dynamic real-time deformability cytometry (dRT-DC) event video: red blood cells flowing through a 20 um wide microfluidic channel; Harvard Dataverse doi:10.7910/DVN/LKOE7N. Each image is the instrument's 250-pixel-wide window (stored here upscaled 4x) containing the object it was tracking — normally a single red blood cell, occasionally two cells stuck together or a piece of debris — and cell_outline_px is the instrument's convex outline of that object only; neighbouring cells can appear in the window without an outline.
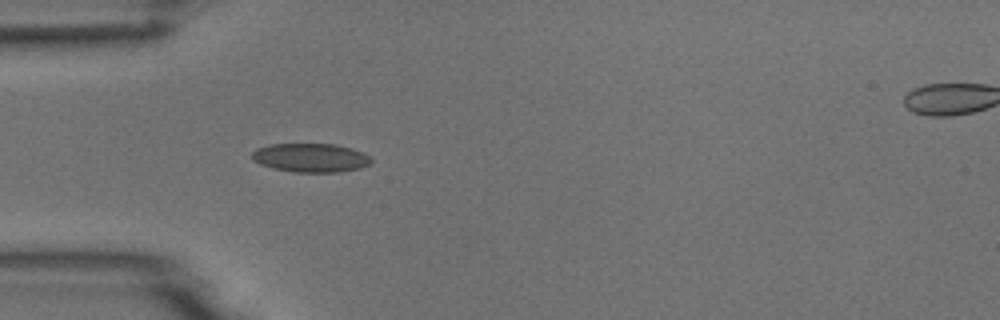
{"species": "common noctule bat (a hibernating species)", "species_latin": "Nyctalus noctula", "temperature_condition": "room temperature", "stored_images_in_passage": 5, "camera_frame_rate_fps": 3000, "um_per_image_px": 0.085, "animal": {"sex": "male", "body_mass_g": 18.8}, "frame": {"image": 1, "passage_image": 4, "time_ms": 3.333, "image_size_px": [1000, 320], "cell_outline_px": [[372, 164], [360, 168], [340, 172], [292, 172], [260, 164], [252, 160], [252, 152], [256, 148], [272, 144], [336, 144], [352, 148], [364, 152], [372, 160]], "centroid_in_image_um": [26.44, 13.4], "position_along_channel_um": 58.6, "area_um2": 20.11}}